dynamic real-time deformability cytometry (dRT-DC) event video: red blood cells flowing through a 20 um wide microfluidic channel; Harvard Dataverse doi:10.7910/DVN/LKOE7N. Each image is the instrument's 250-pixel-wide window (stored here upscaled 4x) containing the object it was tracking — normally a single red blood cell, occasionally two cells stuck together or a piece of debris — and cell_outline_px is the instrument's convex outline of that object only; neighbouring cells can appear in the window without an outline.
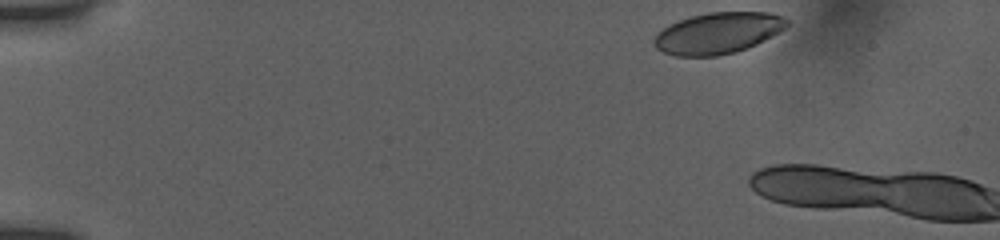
{"species": "human", "species_latin": "Homo sapiens", "temperature_condition": "room temperature", "stored_images_in_passage": 4, "camera_frame_rate_fps": 3000, "um_per_image_px": 0.085, "donor": {"sex": "female"}, "frame": {"image": 1, "passage_image": 1, "time_ms": 0.0, "image_size_px": [1000, 240], "cell_outline_px": [[788, 24], [780, 32], [748, 48], [736, 52], [716, 56], [676, 56], [664, 52], [656, 48], [652, 40], [668, 24], [692, 16], [708, 12], [768, 12], [780, 16], [788, 20]], "centroid_in_image_um": [61.03, 2.82], "position_along_channel_um": 24.0, "area_um2": 31.79}}